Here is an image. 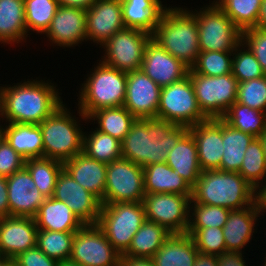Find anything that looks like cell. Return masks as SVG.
I'll return each mask as SVG.
<instances>
[{
  "mask_svg": "<svg viewBox=\"0 0 266 266\" xmlns=\"http://www.w3.org/2000/svg\"><path fill=\"white\" fill-rule=\"evenodd\" d=\"M189 131L159 118L136 119L121 141L122 157L143 168L164 163L170 150Z\"/></svg>",
  "mask_w": 266,
  "mask_h": 266,
  "instance_id": "6da1fadb",
  "label": "cell"
},
{
  "mask_svg": "<svg viewBox=\"0 0 266 266\" xmlns=\"http://www.w3.org/2000/svg\"><path fill=\"white\" fill-rule=\"evenodd\" d=\"M62 104L56 86L48 81L0 87V116L8 123L40 124Z\"/></svg>",
  "mask_w": 266,
  "mask_h": 266,
  "instance_id": "7a4b0ae2",
  "label": "cell"
},
{
  "mask_svg": "<svg viewBox=\"0 0 266 266\" xmlns=\"http://www.w3.org/2000/svg\"><path fill=\"white\" fill-rule=\"evenodd\" d=\"M151 36L153 41L189 68L195 64L200 48L194 12L181 7H165Z\"/></svg>",
  "mask_w": 266,
  "mask_h": 266,
  "instance_id": "3957f363",
  "label": "cell"
},
{
  "mask_svg": "<svg viewBox=\"0 0 266 266\" xmlns=\"http://www.w3.org/2000/svg\"><path fill=\"white\" fill-rule=\"evenodd\" d=\"M192 203L242 209L254 204V187L238 172L203 171L192 187Z\"/></svg>",
  "mask_w": 266,
  "mask_h": 266,
  "instance_id": "277c9868",
  "label": "cell"
},
{
  "mask_svg": "<svg viewBox=\"0 0 266 266\" xmlns=\"http://www.w3.org/2000/svg\"><path fill=\"white\" fill-rule=\"evenodd\" d=\"M83 84L78 101V113L83 120L88 121V117L99 109L124 105L126 72L99 62Z\"/></svg>",
  "mask_w": 266,
  "mask_h": 266,
  "instance_id": "5b68a950",
  "label": "cell"
},
{
  "mask_svg": "<svg viewBox=\"0 0 266 266\" xmlns=\"http://www.w3.org/2000/svg\"><path fill=\"white\" fill-rule=\"evenodd\" d=\"M70 114L62 104L38 124L43 139V157L64 162L83 152L85 133Z\"/></svg>",
  "mask_w": 266,
  "mask_h": 266,
  "instance_id": "8992f818",
  "label": "cell"
},
{
  "mask_svg": "<svg viewBox=\"0 0 266 266\" xmlns=\"http://www.w3.org/2000/svg\"><path fill=\"white\" fill-rule=\"evenodd\" d=\"M145 221L146 215L142 202H116L101 204L97 225L122 255Z\"/></svg>",
  "mask_w": 266,
  "mask_h": 266,
  "instance_id": "52a82bcc",
  "label": "cell"
},
{
  "mask_svg": "<svg viewBox=\"0 0 266 266\" xmlns=\"http://www.w3.org/2000/svg\"><path fill=\"white\" fill-rule=\"evenodd\" d=\"M157 118L188 128L208 119L198 106L189 75L161 88Z\"/></svg>",
  "mask_w": 266,
  "mask_h": 266,
  "instance_id": "ba28073f",
  "label": "cell"
},
{
  "mask_svg": "<svg viewBox=\"0 0 266 266\" xmlns=\"http://www.w3.org/2000/svg\"><path fill=\"white\" fill-rule=\"evenodd\" d=\"M192 81L198 106L208 119L222 118L237 101L238 82L232 73L221 76L196 74L191 68Z\"/></svg>",
  "mask_w": 266,
  "mask_h": 266,
  "instance_id": "9c48e42d",
  "label": "cell"
},
{
  "mask_svg": "<svg viewBox=\"0 0 266 266\" xmlns=\"http://www.w3.org/2000/svg\"><path fill=\"white\" fill-rule=\"evenodd\" d=\"M214 2L194 13L200 51H234L242 42V32Z\"/></svg>",
  "mask_w": 266,
  "mask_h": 266,
  "instance_id": "30bf717a",
  "label": "cell"
},
{
  "mask_svg": "<svg viewBox=\"0 0 266 266\" xmlns=\"http://www.w3.org/2000/svg\"><path fill=\"white\" fill-rule=\"evenodd\" d=\"M151 39L150 33L140 29L125 28L115 32L102 45L107 53L101 62L126 73L140 70Z\"/></svg>",
  "mask_w": 266,
  "mask_h": 266,
  "instance_id": "8fae6325",
  "label": "cell"
},
{
  "mask_svg": "<svg viewBox=\"0 0 266 266\" xmlns=\"http://www.w3.org/2000/svg\"><path fill=\"white\" fill-rule=\"evenodd\" d=\"M144 196L142 166L123 157L107 164L104 199L101 204L142 202Z\"/></svg>",
  "mask_w": 266,
  "mask_h": 266,
  "instance_id": "7c38bea8",
  "label": "cell"
},
{
  "mask_svg": "<svg viewBox=\"0 0 266 266\" xmlns=\"http://www.w3.org/2000/svg\"><path fill=\"white\" fill-rule=\"evenodd\" d=\"M121 254L97 224H84L74 234L70 260L82 266H120Z\"/></svg>",
  "mask_w": 266,
  "mask_h": 266,
  "instance_id": "4fadbf2b",
  "label": "cell"
},
{
  "mask_svg": "<svg viewBox=\"0 0 266 266\" xmlns=\"http://www.w3.org/2000/svg\"><path fill=\"white\" fill-rule=\"evenodd\" d=\"M191 196L172 193L145 194L142 204L146 220L164 226L171 233H186Z\"/></svg>",
  "mask_w": 266,
  "mask_h": 266,
  "instance_id": "5bb4252c",
  "label": "cell"
},
{
  "mask_svg": "<svg viewBox=\"0 0 266 266\" xmlns=\"http://www.w3.org/2000/svg\"><path fill=\"white\" fill-rule=\"evenodd\" d=\"M52 197L65 202L83 224L98 223L101 202L79 185L64 168L58 175Z\"/></svg>",
  "mask_w": 266,
  "mask_h": 266,
  "instance_id": "9a60e30c",
  "label": "cell"
},
{
  "mask_svg": "<svg viewBox=\"0 0 266 266\" xmlns=\"http://www.w3.org/2000/svg\"><path fill=\"white\" fill-rule=\"evenodd\" d=\"M161 87L141 69L127 73L124 107L136 118H157Z\"/></svg>",
  "mask_w": 266,
  "mask_h": 266,
  "instance_id": "2e32d148",
  "label": "cell"
},
{
  "mask_svg": "<svg viewBox=\"0 0 266 266\" xmlns=\"http://www.w3.org/2000/svg\"><path fill=\"white\" fill-rule=\"evenodd\" d=\"M9 217L34 218L46 198L35 186L29 171L21 170L6 177Z\"/></svg>",
  "mask_w": 266,
  "mask_h": 266,
  "instance_id": "e0dca14e",
  "label": "cell"
},
{
  "mask_svg": "<svg viewBox=\"0 0 266 266\" xmlns=\"http://www.w3.org/2000/svg\"><path fill=\"white\" fill-rule=\"evenodd\" d=\"M121 0H96L86 10V36L103 45L115 32L125 29Z\"/></svg>",
  "mask_w": 266,
  "mask_h": 266,
  "instance_id": "ac0fdd59",
  "label": "cell"
},
{
  "mask_svg": "<svg viewBox=\"0 0 266 266\" xmlns=\"http://www.w3.org/2000/svg\"><path fill=\"white\" fill-rule=\"evenodd\" d=\"M189 69L152 39L148 42L141 70L161 88L186 77Z\"/></svg>",
  "mask_w": 266,
  "mask_h": 266,
  "instance_id": "d6986e66",
  "label": "cell"
},
{
  "mask_svg": "<svg viewBox=\"0 0 266 266\" xmlns=\"http://www.w3.org/2000/svg\"><path fill=\"white\" fill-rule=\"evenodd\" d=\"M198 152L200 168L203 171L221 170L224 147L222 142V118L207 119L189 127Z\"/></svg>",
  "mask_w": 266,
  "mask_h": 266,
  "instance_id": "ffe728a7",
  "label": "cell"
},
{
  "mask_svg": "<svg viewBox=\"0 0 266 266\" xmlns=\"http://www.w3.org/2000/svg\"><path fill=\"white\" fill-rule=\"evenodd\" d=\"M36 222L31 217L0 218V256L10 259L36 246Z\"/></svg>",
  "mask_w": 266,
  "mask_h": 266,
  "instance_id": "44dd1931",
  "label": "cell"
},
{
  "mask_svg": "<svg viewBox=\"0 0 266 266\" xmlns=\"http://www.w3.org/2000/svg\"><path fill=\"white\" fill-rule=\"evenodd\" d=\"M45 35L60 47H71L87 41L86 10L59 6Z\"/></svg>",
  "mask_w": 266,
  "mask_h": 266,
  "instance_id": "7402d4cb",
  "label": "cell"
},
{
  "mask_svg": "<svg viewBox=\"0 0 266 266\" xmlns=\"http://www.w3.org/2000/svg\"><path fill=\"white\" fill-rule=\"evenodd\" d=\"M63 168L79 185L102 202L106 185V163L94 160L81 152L64 161Z\"/></svg>",
  "mask_w": 266,
  "mask_h": 266,
  "instance_id": "603a6c76",
  "label": "cell"
},
{
  "mask_svg": "<svg viewBox=\"0 0 266 266\" xmlns=\"http://www.w3.org/2000/svg\"><path fill=\"white\" fill-rule=\"evenodd\" d=\"M260 214L254 204L242 209L230 210L223 227L226 252H242L244 245L252 239L253 228Z\"/></svg>",
  "mask_w": 266,
  "mask_h": 266,
  "instance_id": "cb8c5ba5",
  "label": "cell"
},
{
  "mask_svg": "<svg viewBox=\"0 0 266 266\" xmlns=\"http://www.w3.org/2000/svg\"><path fill=\"white\" fill-rule=\"evenodd\" d=\"M38 230L77 232L84 224L63 201L44 199L34 217Z\"/></svg>",
  "mask_w": 266,
  "mask_h": 266,
  "instance_id": "d4e9b609",
  "label": "cell"
},
{
  "mask_svg": "<svg viewBox=\"0 0 266 266\" xmlns=\"http://www.w3.org/2000/svg\"><path fill=\"white\" fill-rule=\"evenodd\" d=\"M198 253L188 233H172L152 259L155 266H194Z\"/></svg>",
  "mask_w": 266,
  "mask_h": 266,
  "instance_id": "484cf974",
  "label": "cell"
},
{
  "mask_svg": "<svg viewBox=\"0 0 266 266\" xmlns=\"http://www.w3.org/2000/svg\"><path fill=\"white\" fill-rule=\"evenodd\" d=\"M143 174L145 194L172 193L192 196V187L166 162L144 167Z\"/></svg>",
  "mask_w": 266,
  "mask_h": 266,
  "instance_id": "4316f807",
  "label": "cell"
},
{
  "mask_svg": "<svg viewBox=\"0 0 266 266\" xmlns=\"http://www.w3.org/2000/svg\"><path fill=\"white\" fill-rule=\"evenodd\" d=\"M191 187H193L202 173L198 160L195 140L188 131L170 150L165 161Z\"/></svg>",
  "mask_w": 266,
  "mask_h": 266,
  "instance_id": "83f0119b",
  "label": "cell"
},
{
  "mask_svg": "<svg viewBox=\"0 0 266 266\" xmlns=\"http://www.w3.org/2000/svg\"><path fill=\"white\" fill-rule=\"evenodd\" d=\"M123 22L126 28H134L152 34L165 7L160 0H121Z\"/></svg>",
  "mask_w": 266,
  "mask_h": 266,
  "instance_id": "f1b7e54d",
  "label": "cell"
},
{
  "mask_svg": "<svg viewBox=\"0 0 266 266\" xmlns=\"http://www.w3.org/2000/svg\"><path fill=\"white\" fill-rule=\"evenodd\" d=\"M3 137L25 160L43 157V139L38 124L9 123Z\"/></svg>",
  "mask_w": 266,
  "mask_h": 266,
  "instance_id": "f546056e",
  "label": "cell"
},
{
  "mask_svg": "<svg viewBox=\"0 0 266 266\" xmlns=\"http://www.w3.org/2000/svg\"><path fill=\"white\" fill-rule=\"evenodd\" d=\"M26 34L24 0H0V42L19 43Z\"/></svg>",
  "mask_w": 266,
  "mask_h": 266,
  "instance_id": "4dcf8cb0",
  "label": "cell"
},
{
  "mask_svg": "<svg viewBox=\"0 0 266 266\" xmlns=\"http://www.w3.org/2000/svg\"><path fill=\"white\" fill-rule=\"evenodd\" d=\"M171 234L164 226L146 220L121 256L152 258Z\"/></svg>",
  "mask_w": 266,
  "mask_h": 266,
  "instance_id": "1f68e13d",
  "label": "cell"
},
{
  "mask_svg": "<svg viewBox=\"0 0 266 266\" xmlns=\"http://www.w3.org/2000/svg\"><path fill=\"white\" fill-rule=\"evenodd\" d=\"M255 136L231 127L222 119V142L224 147L221 170L238 172L244 153Z\"/></svg>",
  "mask_w": 266,
  "mask_h": 266,
  "instance_id": "d6a6232c",
  "label": "cell"
},
{
  "mask_svg": "<svg viewBox=\"0 0 266 266\" xmlns=\"http://www.w3.org/2000/svg\"><path fill=\"white\" fill-rule=\"evenodd\" d=\"M88 119L97 120L99 124L97 130L119 141L126 137L131 125L136 121V118L124 106L99 109Z\"/></svg>",
  "mask_w": 266,
  "mask_h": 266,
  "instance_id": "836d02e7",
  "label": "cell"
},
{
  "mask_svg": "<svg viewBox=\"0 0 266 266\" xmlns=\"http://www.w3.org/2000/svg\"><path fill=\"white\" fill-rule=\"evenodd\" d=\"M24 167L29 171L35 186L46 197H52L58 175L63 169V162L47 157L25 160Z\"/></svg>",
  "mask_w": 266,
  "mask_h": 266,
  "instance_id": "e575fe53",
  "label": "cell"
},
{
  "mask_svg": "<svg viewBox=\"0 0 266 266\" xmlns=\"http://www.w3.org/2000/svg\"><path fill=\"white\" fill-rule=\"evenodd\" d=\"M222 119L231 127L259 137L266 129V113L252 109L237 101L229 108Z\"/></svg>",
  "mask_w": 266,
  "mask_h": 266,
  "instance_id": "d590c367",
  "label": "cell"
},
{
  "mask_svg": "<svg viewBox=\"0 0 266 266\" xmlns=\"http://www.w3.org/2000/svg\"><path fill=\"white\" fill-rule=\"evenodd\" d=\"M92 132L83 136V153L106 164L122 157L121 141L97 129Z\"/></svg>",
  "mask_w": 266,
  "mask_h": 266,
  "instance_id": "8d00e7d4",
  "label": "cell"
},
{
  "mask_svg": "<svg viewBox=\"0 0 266 266\" xmlns=\"http://www.w3.org/2000/svg\"><path fill=\"white\" fill-rule=\"evenodd\" d=\"M262 0H217L215 3L242 32L255 28Z\"/></svg>",
  "mask_w": 266,
  "mask_h": 266,
  "instance_id": "74e56055",
  "label": "cell"
},
{
  "mask_svg": "<svg viewBox=\"0 0 266 266\" xmlns=\"http://www.w3.org/2000/svg\"><path fill=\"white\" fill-rule=\"evenodd\" d=\"M238 173L254 188L263 183V179L266 182V157L258 137L247 147Z\"/></svg>",
  "mask_w": 266,
  "mask_h": 266,
  "instance_id": "f35d334b",
  "label": "cell"
},
{
  "mask_svg": "<svg viewBox=\"0 0 266 266\" xmlns=\"http://www.w3.org/2000/svg\"><path fill=\"white\" fill-rule=\"evenodd\" d=\"M75 232L38 230L36 246L48 257L59 261L69 260Z\"/></svg>",
  "mask_w": 266,
  "mask_h": 266,
  "instance_id": "ab89813d",
  "label": "cell"
},
{
  "mask_svg": "<svg viewBox=\"0 0 266 266\" xmlns=\"http://www.w3.org/2000/svg\"><path fill=\"white\" fill-rule=\"evenodd\" d=\"M59 7L58 0H24L27 33H46Z\"/></svg>",
  "mask_w": 266,
  "mask_h": 266,
  "instance_id": "60d3db41",
  "label": "cell"
},
{
  "mask_svg": "<svg viewBox=\"0 0 266 266\" xmlns=\"http://www.w3.org/2000/svg\"><path fill=\"white\" fill-rule=\"evenodd\" d=\"M233 51H200L191 69L196 74L221 76L232 73Z\"/></svg>",
  "mask_w": 266,
  "mask_h": 266,
  "instance_id": "b9f144b4",
  "label": "cell"
},
{
  "mask_svg": "<svg viewBox=\"0 0 266 266\" xmlns=\"http://www.w3.org/2000/svg\"><path fill=\"white\" fill-rule=\"evenodd\" d=\"M190 210L188 229L223 228L230 213V209L202 203H193Z\"/></svg>",
  "mask_w": 266,
  "mask_h": 266,
  "instance_id": "7bdbcfd3",
  "label": "cell"
},
{
  "mask_svg": "<svg viewBox=\"0 0 266 266\" xmlns=\"http://www.w3.org/2000/svg\"><path fill=\"white\" fill-rule=\"evenodd\" d=\"M242 42L234 49L232 57V74L238 83L265 76L261 65L249 48L239 49ZM239 49V50H238ZM243 50V51H242Z\"/></svg>",
  "mask_w": 266,
  "mask_h": 266,
  "instance_id": "ee69618b",
  "label": "cell"
},
{
  "mask_svg": "<svg viewBox=\"0 0 266 266\" xmlns=\"http://www.w3.org/2000/svg\"><path fill=\"white\" fill-rule=\"evenodd\" d=\"M199 253L218 255L226 252L223 228L210 227L202 229H188Z\"/></svg>",
  "mask_w": 266,
  "mask_h": 266,
  "instance_id": "f6af8a7d",
  "label": "cell"
},
{
  "mask_svg": "<svg viewBox=\"0 0 266 266\" xmlns=\"http://www.w3.org/2000/svg\"><path fill=\"white\" fill-rule=\"evenodd\" d=\"M237 102L266 113V75L238 83Z\"/></svg>",
  "mask_w": 266,
  "mask_h": 266,
  "instance_id": "bcb514c9",
  "label": "cell"
},
{
  "mask_svg": "<svg viewBox=\"0 0 266 266\" xmlns=\"http://www.w3.org/2000/svg\"><path fill=\"white\" fill-rule=\"evenodd\" d=\"M244 47L251 50L266 74V30L255 27L242 31V48Z\"/></svg>",
  "mask_w": 266,
  "mask_h": 266,
  "instance_id": "7dc6e473",
  "label": "cell"
},
{
  "mask_svg": "<svg viewBox=\"0 0 266 266\" xmlns=\"http://www.w3.org/2000/svg\"><path fill=\"white\" fill-rule=\"evenodd\" d=\"M25 159L6 141H0V175L8 177L24 167Z\"/></svg>",
  "mask_w": 266,
  "mask_h": 266,
  "instance_id": "c3c4849f",
  "label": "cell"
},
{
  "mask_svg": "<svg viewBox=\"0 0 266 266\" xmlns=\"http://www.w3.org/2000/svg\"><path fill=\"white\" fill-rule=\"evenodd\" d=\"M16 266H57L58 261L48 257L37 246L19 253L13 258Z\"/></svg>",
  "mask_w": 266,
  "mask_h": 266,
  "instance_id": "681fc988",
  "label": "cell"
},
{
  "mask_svg": "<svg viewBox=\"0 0 266 266\" xmlns=\"http://www.w3.org/2000/svg\"><path fill=\"white\" fill-rule=\"evenodd\" d=\"M241 252H224L217 255L218 266H246Z\"/></svg>",
  "mask_w": 266,
  "mask_h": 266,
  "instance_id": "f907efd6",
  "label": "cell"
},
{
  "mask_svg": "<svg viewBox=\"0 0 266 266\" xmlns=\"http://www.w3.org/2000/svg\"><path fill=\"white\" fill-rule=\"evenodd\" d=\"M9 217L7 180L0 175V218Z\"/></svg>",
  "mask_w": 266,
  "mask_h": 266,
  "instance_id": "816d5d0a",
  "label": "cell"
},
{
  "mask_svg": "<svg viewBox=\"0 0 266 266\" xmlns=\"http://www.w3.org/2000/svg\"><path fill=\"white\" fill-rule=\"evenodd\" d=\"M264 185L260 183L254 188V205L259 213L266 210V183ZM260 187L261 189H259Z\"/></svg>",
  "mask_w": 266,
  "mask_h": 266,
  "instance_id": "f5cc1de1",
  "label": "cell"
},
{
  "mask_svg": "<svg viewBox=\"0 0 266 266\" xmlns=\"http://www.w3.org/2000/svg\"><path fill=\"white\" fill-rule=\"evenodd\" d=\"M120 266H155L152 258L121 256Z\"/></svg>",
  "mask_w": 266,
  "mask_h": 266,
  "instance_id": "db71d44e",
  "label": "cell"
},
{
  "mask_svg": "<svg viewBox=\"0 0 266 266\" xmlns=\"http://www.w3.org/2000/svg\"><path fill=\"white\" fill-rule=\"evenodd\" d=\"M194 266H218L217 255L198 253Z\"/></svg>",
  "mask_w": 266,
  "mask_h": 266,
  "instance_id": "11a10c76",
  "label": "cell"
},
{
  "mask_svg": "<svg viewBox=\"0 0 266 266\" xmlns=\"http://www.w3.org/2000/svg\"><path fill=\"white\" fill-rule=\"evenodd\" d=\"M96 0H58L59 6L78 7L87 10Z\"/></svg>",
  "mask_w": 266,
  "mask_h": 266,
  "instance_id": "9f6ffc18",
  "label": "cell"
},
{
  "mask_svg": "<svg viewBox=\"0 0 266 266\" xmlns=\"http://www.w3.org/2000/svg\"><path fill=\"white\" fill-rule=\"evenodd\" d=\"M256 27L266 30V0H262L261 2Z\"/></svg>",
  "mask_w": 266,
  "mask_h": 266,
  "instance_id": "6f0895ef",
  "label": "cell"
},
{
  "mask_svg": "<svg viewBox=\"0 0 266 266\" xmlns=\"http://www.w3.org/2000/svg\"><path fill=\"white\" fill-rule=\"evenodd\" d=\"M57 266H82L76 262L69 260L59 261Z\"/></svg>",
  "mask_w": 266,
  "mask_h": 266,
  "instance_id": "680465c9",
  "label": "cell"
},
{
  "mask_svg": "<svg viewBox=\"0 0 266 266\" xmlns=\"http://www.w3.org/2000/svg\"><path fill=\"white\" fill-rule=\"evenodd\" d=\"M13 259L0 256V266H12Z\"/></svg>",
  "mask_w": 266,
  "mask_h": 266,
  "instance_id": "91938a15",
  "label": "cell"
},
{
  "mask_svg": "<svg viewBox=\"0 0 266 266\" xmlns=\"http://www.w3.org/2000/svg\"><path fill=\"white\" fill-rule=\"evenodd\" d=\"M262 143L263 151L266 157V129L261 133V135L258 137Z\"/></svg>",
  "mask_w": 266,
  "mask_h": 266,
  "instance_id": "94428289",
  "label": "cell"
},
{
  "mask_svg": "<svg viewBox=\"0 0 266 266\" xmlns=\"http://www.w3.org/2000/svg\"><path fill=\"white\" fill-rule=\"evenodd\" d=\"M3 139V128L0 126V141Z\"/></svg>",
  "mask_w": 266,
  "mask_h": 266,
  "instance_id": "6125c7cd",
  "label": "cell"
}]
</instances>
